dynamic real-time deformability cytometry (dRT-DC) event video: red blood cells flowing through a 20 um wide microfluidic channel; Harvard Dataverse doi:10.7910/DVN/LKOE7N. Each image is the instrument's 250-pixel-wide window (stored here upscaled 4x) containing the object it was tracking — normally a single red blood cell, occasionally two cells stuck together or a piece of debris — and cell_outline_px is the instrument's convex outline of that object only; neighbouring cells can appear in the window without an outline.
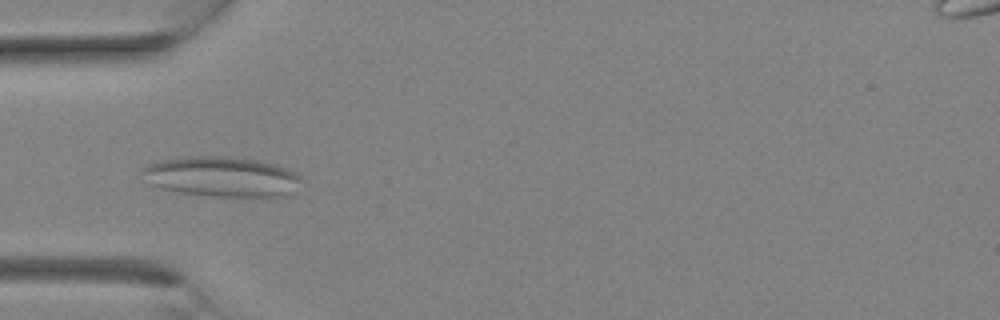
{"species": "Egyptian fruit bat (a non-hibernating species)", "species_latin": "Rousettus aegyptiacus", "temperature_condition": "room temperature", "stored_images_in_passage": 13, "camera_frame_rate_fps": 3000, "um_per_image_px": 0.085, "animal": {"sex": "female"}, "frame": {"image": 1, "passage_image": 8, "time_ms": 2.333, "image_size_px": [1000, 320], "cell_outline_px": [[304, 180], [288, 196], [276, 200], [212, 196], [180, 192], [160, 188], [152, 184], [140, 172], [140, 168], [148, 164], [164, 160], [188, 156], [228, 156], [260, 160], [276, 164], [288, 168], [296, 172]], "centroid_in_image_um": [18.98, 15.06], "position_along_channel_um": 66.0, "area_um2": 38.49}}